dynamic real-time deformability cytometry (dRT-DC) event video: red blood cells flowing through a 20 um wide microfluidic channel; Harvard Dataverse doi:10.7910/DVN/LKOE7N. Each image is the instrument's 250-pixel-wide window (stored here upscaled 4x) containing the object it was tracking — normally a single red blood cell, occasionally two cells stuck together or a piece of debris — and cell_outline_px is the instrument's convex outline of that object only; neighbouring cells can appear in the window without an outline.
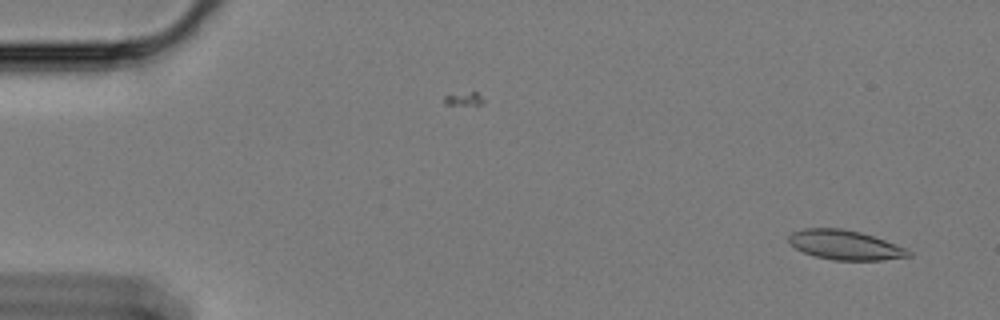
{"species": "Egyptian fruit bat (a non-hibernating species)", "species_latin": "Rousettus aegyptiacus", "temperature_condition": "cold", "stored_images_in_passage": 60, "camera_frame_rate_fps": 3000, "um_per_image_px": 0.085, "animal": {"sex": "female"}, "frame": {"image": 1, "passage_image": 3, "time_ms": 0.667, "image_size_px": [1000, 320], "cell_outline_px": [[912, 256], [884, 260], [832, 260], [816, 256], [804, 252], [796, 248], [788, 240], [788, 236], [792, 232], [804, 228], [840, 228], [860, 232], [896, 244], [912, 252]], "centroid_in_image_um": [71.83, 20.82], "position_along_channel_um": 13.2, "area_um2": 20.46}}
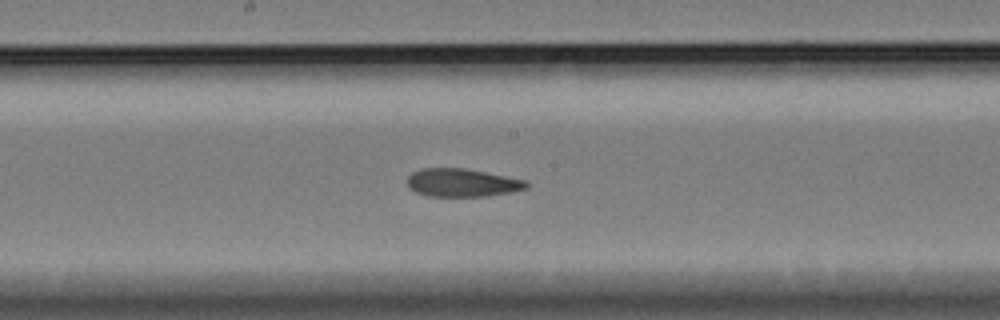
{"frame": {"image": 2, "passage_image": 31, "time_ms": 10.0, "image_size_px": [1000, 320], "cell_outline_px": [[528, 188], [512, 192], [488, 196], [424, 196], [408, 188], [408, 176], [412, 172], [420, 168], [464, 168], [528, 180]], "centroid_in_image_um": [39.28, 15.53], "position_along_channel_um": 208.9, "area_um2": 19.71}}
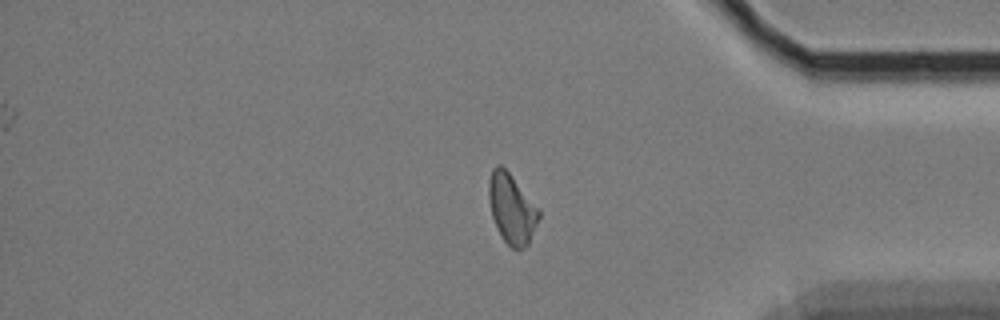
{"frame": {"image": 3, "passage_image": 49, "time_ms": 16.0, "image_size_px": [1000, 320], "cell_outline_px": [[540, 216], [528, 244], [524, 248], [512, 248], [500, 236], [496, 228], [492, 216], [488, 196], [488, 180], [492, 168], [496, 164], [500, 164], [508, 172], [540, 208]], "centroid_in_image_um": [43.48, 17.72], "position_along_channel_um": 391.7, "area_um2": 20.4}, "authors_computed_cell_mechanics": {"area_um2": 20.3456, "velocity_mm_per_s": 3.3673, "shape_relaxation_time_tau1_ms": null, "shape_relaxation_time_tau2_ms": 5.6695, "deformation_change_tau1": null, "deformation_change_tau2": 0.1348}}